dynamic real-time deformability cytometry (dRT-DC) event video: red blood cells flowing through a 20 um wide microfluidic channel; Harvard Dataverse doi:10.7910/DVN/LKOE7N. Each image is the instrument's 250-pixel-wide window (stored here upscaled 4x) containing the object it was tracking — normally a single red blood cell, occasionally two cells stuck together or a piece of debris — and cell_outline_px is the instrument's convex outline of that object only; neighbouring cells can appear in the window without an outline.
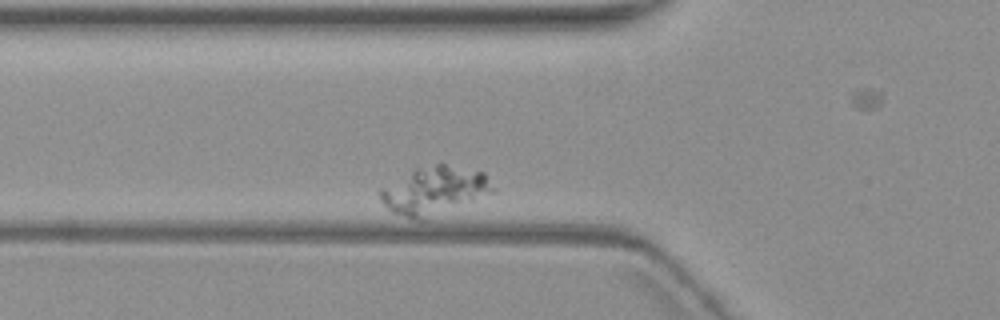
{"species": "common noctule bat (a hibernating species)", "species_latin": "Nyctalus noctula", "temperature_condition": "warm", "stored_images_in_passage": 3, "camera_frame_rate_fps": 3000, "um_per_image_px": 0.085, "animal": {"sex": "female", "body_mass_g": 19.3, "forearm_length_mm": 54.1}, "frame": {"image": 1, "passage_image": 2, "time_ms": 1.0, "image_size_px": [1000, 320], "cell_outline_px": [[496, 192], [424, 220], [420, 220], [404, 216], [392, 212], [380, 200], [380, 188], [416, 168], [436, 164], [444, 164], [484, 172]], "centroid_in_image_um": [36.93, 16.2], "position_along_channel_um": 88.9, "area_um2": 31.04}}